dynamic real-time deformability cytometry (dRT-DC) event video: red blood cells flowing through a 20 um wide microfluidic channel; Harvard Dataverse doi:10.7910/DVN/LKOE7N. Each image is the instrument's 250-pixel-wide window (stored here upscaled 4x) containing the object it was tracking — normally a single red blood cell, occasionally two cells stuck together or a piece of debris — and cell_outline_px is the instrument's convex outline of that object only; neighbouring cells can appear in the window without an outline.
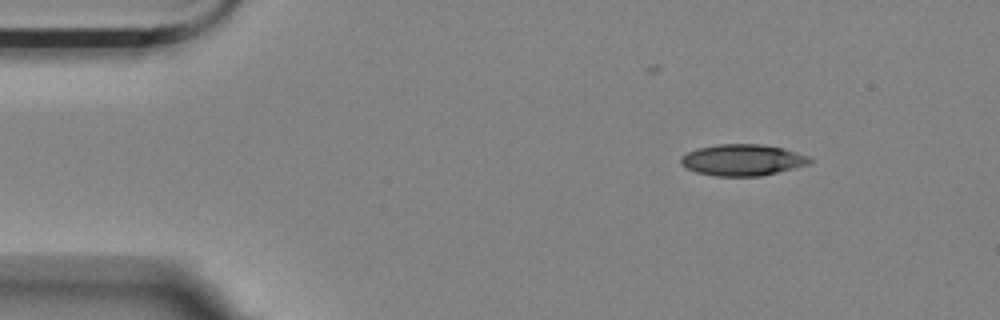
{"species": "Egyptian fruit bat (a non-hibernating species)", "species_latin": "Rousettus aegyptiacus", "temperature_condition": "room temperature", "stored_images_in_passage": 5, "camera_frame_rate_fps": 3000, "um_per_image_px": 0.085, "animal": {"sex": "female"}, "frame": {"image": 1, "passage_image": 1, "time_ms": 0.0, "image_size_px": [1000, 320], "cell_outline_px": [[812, 164], [760, 176], [716, 176], [696, 172], [680, 164], [680, 156], [696, 148], [716, 144], [760, 144], [784, 148], [808, 156], [812, 160]], "centroid_in_image_um": [63.11, 13.59], "position_along_channel_um": 21.9, "area_um2": 23.7}}
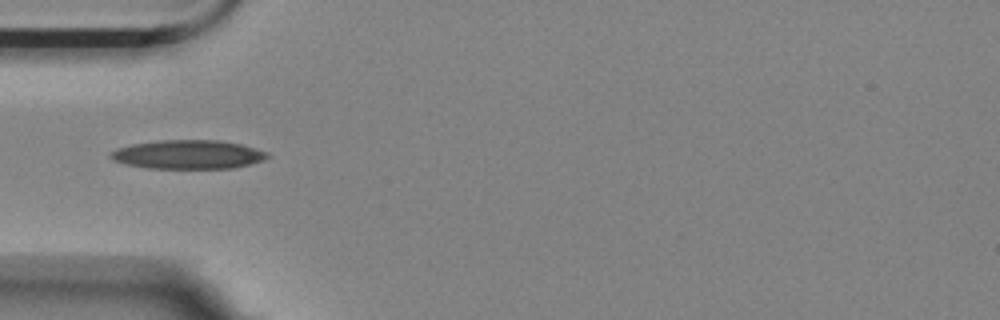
{"frame": {"image": 2, "passage_image": 4, "time_ms": 3.333, "image_size_px": [1000, 320], "cell_outline_px": [[268, 156], [264, 160], [252, 164], [236, 168], [148, 168], [124, 164], [112, 160], [108, 156], [108, 152], [116, 148], [132, 144], [160, 140], [216, 140], [240, 144], [268, 152]], "centroid_in_image_um": [15.94, 13.14], "position_along_channel_um": 69.1, "area_um2": 26.53}}
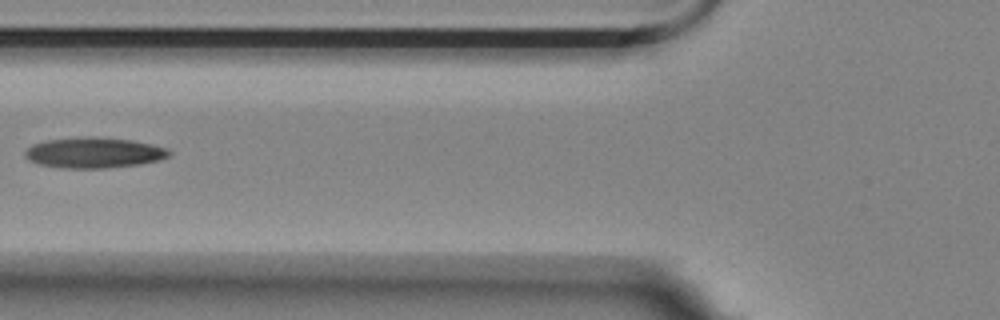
{"frame": {"image": 3, "passage_image": 5, "time_ms": 4.667, "image_size_px": [1000, 320], "cell_outline_px": [[172, 152], [168, 156], [160, 160], [140, 164], [104, 168], [60, 168], [40, 164], [28, 160], [24, 156], [24, 152], [32, 144], [48, 140], [80, 136], [92, 136], [132, 140], [152, 144], [168, 148]], "centroid_in_image_um": [7.99, 12.97], "position_along_channel_um": 117.8, "area_um2": 25.89}}